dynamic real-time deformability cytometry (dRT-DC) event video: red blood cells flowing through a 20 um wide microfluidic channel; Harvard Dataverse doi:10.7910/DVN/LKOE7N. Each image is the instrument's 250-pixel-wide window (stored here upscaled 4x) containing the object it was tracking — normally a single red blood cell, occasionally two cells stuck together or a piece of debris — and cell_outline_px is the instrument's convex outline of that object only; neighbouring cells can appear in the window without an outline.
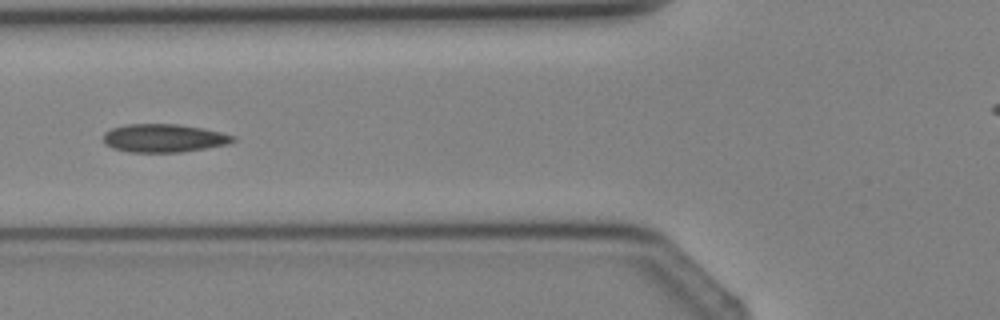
{"species": "Egyptian fruit bat (a non-hibernating species)", "species_latin": "Rousettus aegyptiacus", "temperature_condition": "cold", "stored_images_in_passage": 4, "camera_frame_rate_fps": 3000, "um_per_image_px": 0.085, "animal": {"sex": "female"}, "frame": {"image": 1, "passage_image": 4, "time_ms": 3.667, "image_size_px": [1000, 320], "cell_outline_px": [[236, 140], [228, 144], [180, 152], [128, 152], [112, 148], [104, 144], [104, 132], [112, 128], [124, 124], [180, 124], [204, 128], [236, 136]], "centroid_in_image_um": [13.91, 11.73], "position_along_channel_um": 111.9, "area_um2": 21.44}}